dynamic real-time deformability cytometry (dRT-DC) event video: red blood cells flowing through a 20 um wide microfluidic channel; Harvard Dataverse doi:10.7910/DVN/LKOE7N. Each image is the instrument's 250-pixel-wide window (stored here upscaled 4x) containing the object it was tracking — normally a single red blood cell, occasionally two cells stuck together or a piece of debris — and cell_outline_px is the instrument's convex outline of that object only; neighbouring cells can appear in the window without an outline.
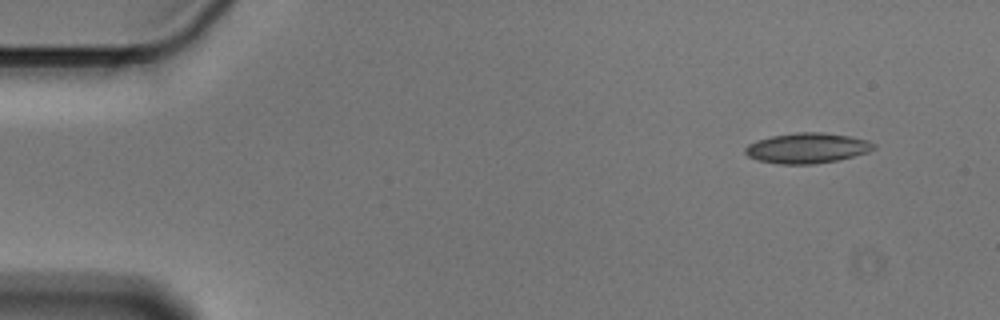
{"species": "Egyptian fruit bat (a non-hibernating species)", "species_latin": "Rousettus aegyptiacus", "temperature_condition": "cold", "stored_images_in_passage": 52, "camera_frame_rate_fps": 3000, "um_per_image_px": 0.085, "animal": {"sex": "male"}, "frame": {"image": 1, "passage_image": 1, "time_ms": 0.0, "image_size_px": [1000, 320], "cell_outline_px": [[876, 148], [868, 152], [836, 160], [812, 164], [780, 164], [756, 160], [748, 156], [744, 152], [744, 148], [748, 144], [756, 140], [772, 136], [796, 132], [824, 132], [848, 136], [868, 140], [876, 144]], "centroid_in_image_um": [68.58, 12.58], "position_along_channel_um": 16.4, "area_um2": 22.72}}
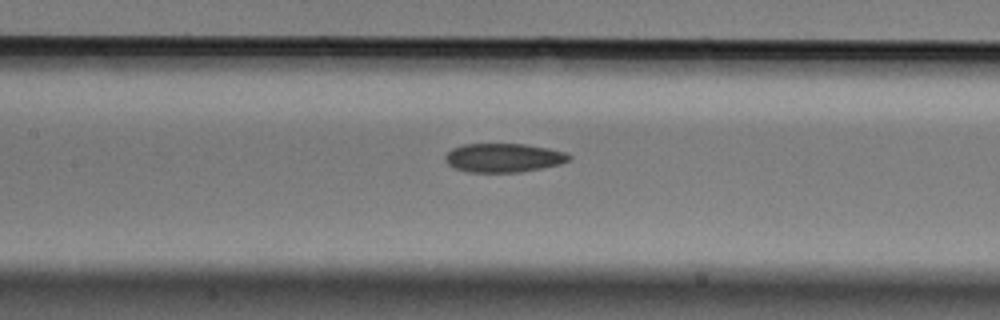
{"frame": {"image": 2, "passage_image": 22, "time_ms": 7.0, "image_size_px": [1000, 320], "cell_outline_px": [[572, 156], [568, 160], [560, 164], [520, 172], [468, 172], [452, 168], [444, 160], [444, 156], [452, 148], [464, 144], [524, 144], [548, 148], [564, 152]], "centroid_in_image_um": [42.75, 13.41], "position_along_channel_um": 164.7, "area_um2": 20.81}}
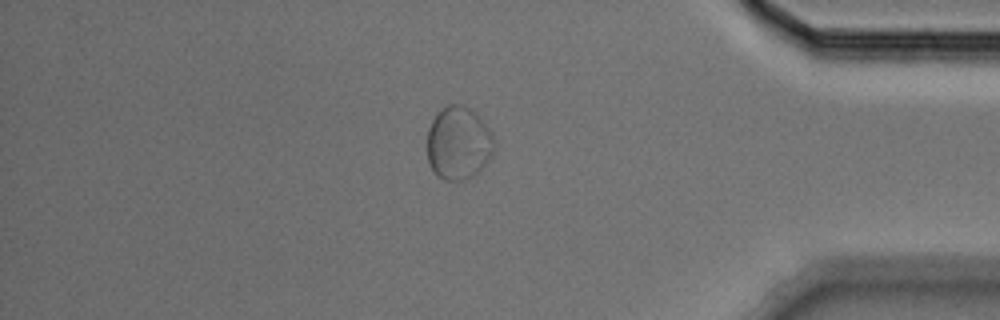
{"frame": {"image": 3, "passage_image": 44, "time_ms": 14.333, "image_size_px": [1000, 320], "cell_outline_px": [[492, 152], [488, 160], [480, 172], [464, 180], [444, 180], [436, 176], [432, 172], [428, 164], [428, 128], [436, 112], [440, 108], [448, 104], [464, 104], [476, 112], [480, 116], [492, 132]], "centroid_in_image_um": [38.94, 12.15], "position_along_channel_um": 396.3, "area_um2": 28.96}, "authors_computed_cell_mechanics": {"area_um2": 21.8195, "velocity_mm_per_s": 3.5494, "shape_relaxation_time_tau1_ms": null, "shape_relaxation_time_tau2_ms": 4.7722, "deformation_change_tau1": null, "deformation_change_tau2": 0.0614}}